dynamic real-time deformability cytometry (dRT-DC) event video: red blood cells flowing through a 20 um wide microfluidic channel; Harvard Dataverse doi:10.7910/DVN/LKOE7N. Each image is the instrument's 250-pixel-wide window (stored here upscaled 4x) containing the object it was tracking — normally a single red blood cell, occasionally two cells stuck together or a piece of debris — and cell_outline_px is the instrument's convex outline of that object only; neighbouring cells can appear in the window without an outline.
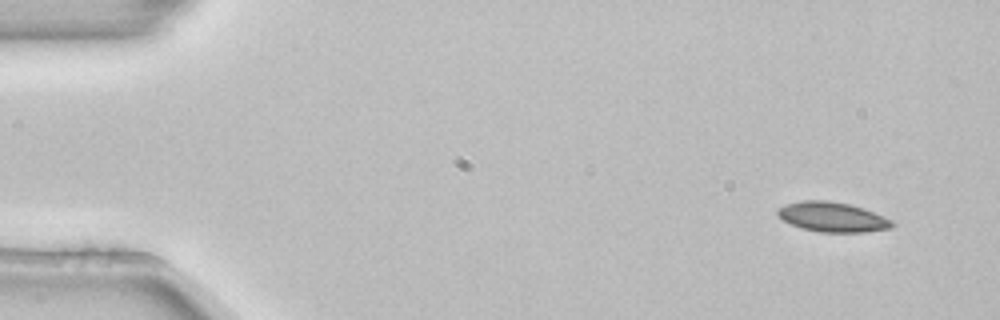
{"species": "common noctule bat (a hibernating species)", "species_latin": "Nyctalus noctula", "temperature_condition": "room temperature", "stored_images_in_passage": 3, "camera_frame_rate_fps": 3000, "um_per_image_px": 0.085, "animal": {"sex": "female", "body_mass_g": 22.7, "forearm_length_mm": 54.2}, "frame": {"image": 1, "passage_image": 1, "time_ms": 0.0, "image_size_px": [1000, 320], "cell_outline_px": [[896, 224], [892, 228], [864, 232], [820, 232], [800, 228], [784, 220], [776, 212], [780, 208], [788, 204], [800, 200], [828, 200], [848, 204], [864, 208], [884, 216], [892, 220]], "centroid_in_image_um": [70.81, 18.45], "position_along_channel_um": 14.2, "area_um2": 19.83}}